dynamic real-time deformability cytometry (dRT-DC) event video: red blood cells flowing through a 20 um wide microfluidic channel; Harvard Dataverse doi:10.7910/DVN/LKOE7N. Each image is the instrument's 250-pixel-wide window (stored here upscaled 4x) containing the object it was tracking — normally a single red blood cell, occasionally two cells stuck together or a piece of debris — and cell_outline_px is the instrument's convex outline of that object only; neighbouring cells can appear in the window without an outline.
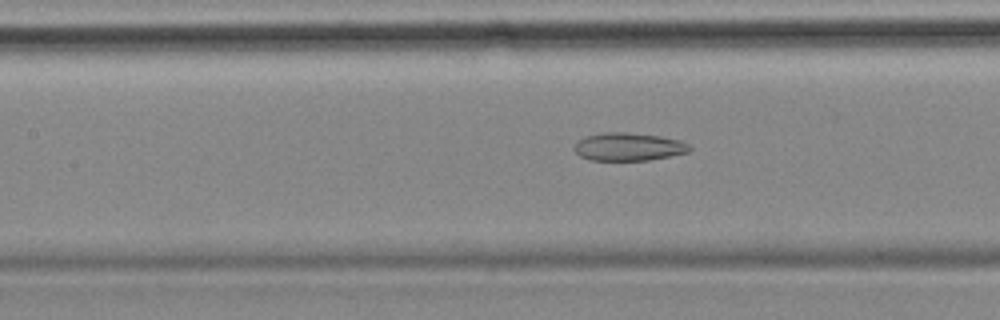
{"species": "common noctule bat (a hibernating species)", "species_latin": "Nyctalus noctula", "temperature_condition": "cold", "stored_images_in_passage": 57, "camera_frame_rate_fps": 3000, "um_per_image_px": 0.085, "animal": {"sex": "female", "body_mass_g": 18.4}, "frame": {"image": 1, "passage_image": 25, "time_ms": 8.0, "image_size_px": [1000, 320], "cell_outline_px": [[692, 148], [688, 152], [648, 160], [592, 160], [580, 156], [572, 148], [576, 140], [584, 136], [604, 132], [628, 132], [660, 136], [680, 140], [688, 144]], "centroid_in_image_um": [53.37, 12.46], "position_along_channel_um": 154.0, "area_um2": 18.9}}
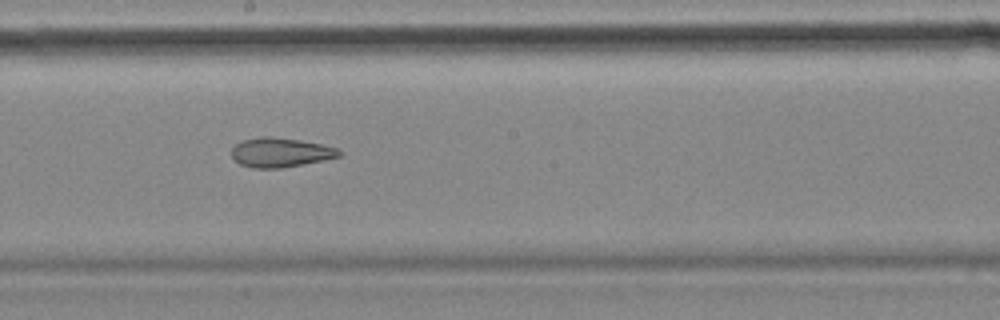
{"frame": {"image": 2, "passage_image": 31, "time_ms": 10.0, "image_size_px": [1000, 320], "cell_outline_px": [[340, 156], [324, 160], [280, 168], [256, 168], [240, 164], [232, 156], [232, 148], [236, 144], [244, 140], [264, 136], [272, 136], [300, 140], [340, 148]], "centroid_in_image_um": [23.86, 12.95], "position_along_channel_um": 224.3, "area_um2": 18.21}}
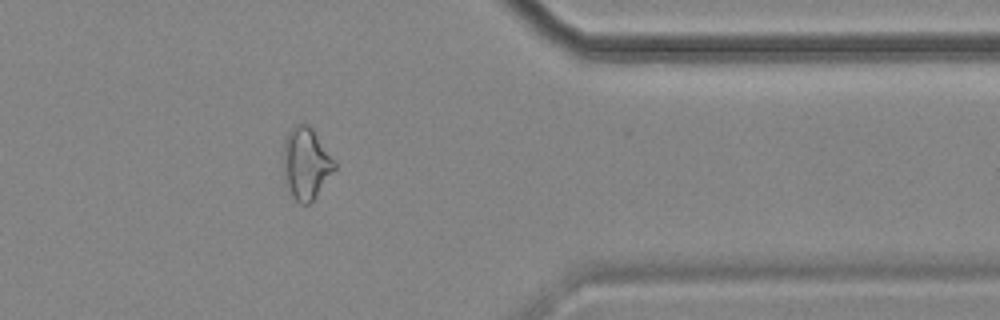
{"frame": {"image": 3, "passage_image": 46, "time_ms": 15.0, "image_size_px": [1000, 320], "cell_outline_px": [[336, 168], [316, 196], [308, 204], [300, 204], [292, 196], [288, 188], [284, 172], [284, 140], [288, 132], [296, 124], [308, 124], [312, 128], [336, 160]], "centroid_in_image_um": [26.04, 13.87], "position_along_channel_um": 385.4, "area_um2": 21.27}, "authors_computed_cell_mechanics": {"area_um2": 22.8888, "velocity_mm_per_s": 3.547, "shape_relaxation_time_tau1_ms": null, "shape_relaxation_time_tau2_ms": 6.4803, "deformation_change_tau1": null, "deformation_change_tau2": 0.1646}}